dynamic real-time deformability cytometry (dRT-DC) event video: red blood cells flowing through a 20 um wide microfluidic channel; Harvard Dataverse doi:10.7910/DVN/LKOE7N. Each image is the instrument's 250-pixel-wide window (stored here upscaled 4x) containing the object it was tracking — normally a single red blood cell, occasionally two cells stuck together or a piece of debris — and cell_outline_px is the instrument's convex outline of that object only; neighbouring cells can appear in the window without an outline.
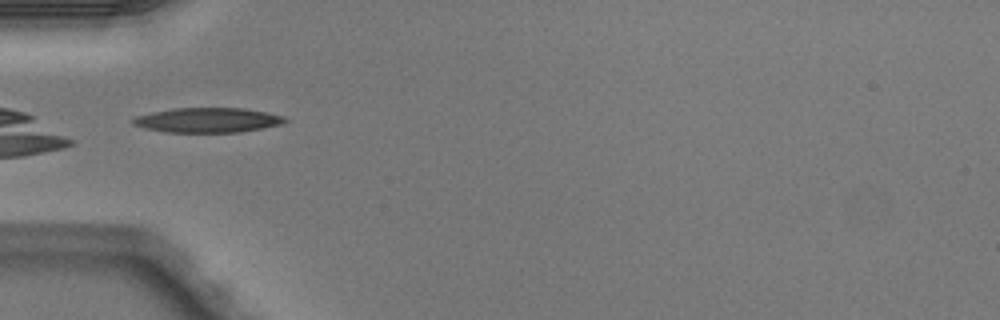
{"species": "Egyptian fruit bat (a non-hibernating species)", "species_latin": "Rousettus aegyptiacus", "temperature_condition": "warm", "stored_images_in_passage": 3, "camera_frame_rate_fps": 3000, "um_per_image_px": 0.085, "animal": {"sex": "male"}, "frame": {"image": 1, "passage_image": 3, "time_ms": 0.667, "image_size_px": [1000, 320], "cell_outline_px": [[288, 120], [284, 124], [240, 132], [164, 132], [144, 128], [132, 124], [132, 120], [136, 116], [152, 112], [176, 108], [244, 108], [284, 116]], "centroid_in_image_um": [17.66, 10.21], "position_along_channel_um": 67.3, "area_um2": 21.91}}